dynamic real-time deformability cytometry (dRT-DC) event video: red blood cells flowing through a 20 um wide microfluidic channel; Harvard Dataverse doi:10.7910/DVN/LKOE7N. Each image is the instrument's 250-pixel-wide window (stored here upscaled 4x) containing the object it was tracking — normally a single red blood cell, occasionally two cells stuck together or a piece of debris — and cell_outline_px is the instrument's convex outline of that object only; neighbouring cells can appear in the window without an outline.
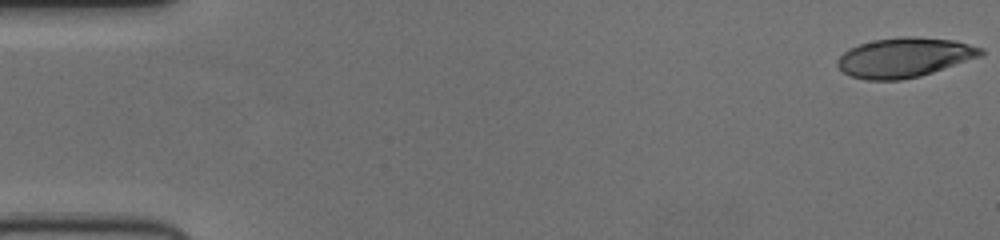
{"species": "human", "species_latin": "Homo sapiens", "temperature_condition": "cold", "stored_images_in_passage": 53, "camera_frame_rate_fps": 3000, "um_per_image_px": 0.085, "donor": {"sex": "female"}, "frame": {"image": 1, "passage_image": 1, "time_ms": 0.0, "image_size_px": [1000, 240], "cell_outline_px": [[984, 56], [920, 76], [900, 80], [864, 80], [852, 76], [844, 72], [836, 64], [836, 60], [848, 48], [872, 40], [904, 36], [912, 36], [956, 40], [984, 48]], "centroid_in_image_um": [76.91, 4.88], "position_along_channel_um": 8.1, "area_um2": 33.41}}
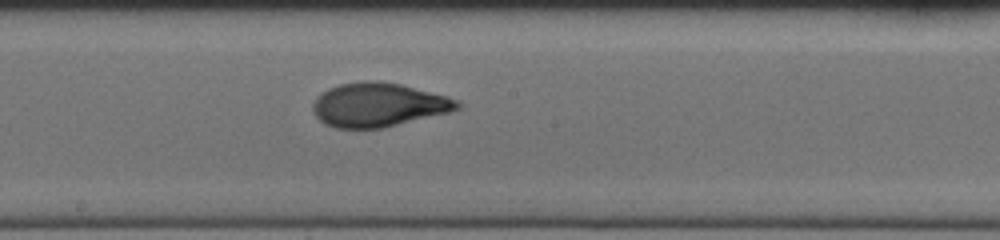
{"frame": {"image": 2, "passage_image": 29, "time_ms": 9.333, "image_size_px": [1000, 240], "cell_outline_px": [[464, 104], [460, 108], [448, 112], [380, 128], [336, 128], [324, 124], [312, 112], [312, 104], [316, 96], [328, 88], [340, 84], [364, 80], [380, 80], [400, 84], [448, 96], [460, 100]], "centroid_in_image_um": [32.15, 8.89], "position_along_channel_um": 216.1, "area_um2": 37.11}}
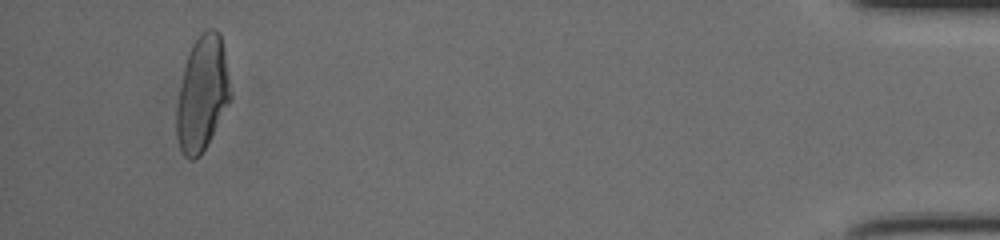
{"frame": {"image": 3, "passage_image": 50, "time_ms": 16.333, "image_size_px": [1000, 240], "cell_outline_px": [[232, 96], [228, 104], [200, 156], [192, 160], [188, 160], [184, 156], [180, 148], [176, 136], [176, 108], [184, 68], [188, 52], [192, 44], [200, 32], [208, 28], [216, 28], [220, 36], [224, 48]], "centroid_in_image_um": [17.18, 7.93], "position_along_channel_um": 418.0, "area_um2": 35.95}}